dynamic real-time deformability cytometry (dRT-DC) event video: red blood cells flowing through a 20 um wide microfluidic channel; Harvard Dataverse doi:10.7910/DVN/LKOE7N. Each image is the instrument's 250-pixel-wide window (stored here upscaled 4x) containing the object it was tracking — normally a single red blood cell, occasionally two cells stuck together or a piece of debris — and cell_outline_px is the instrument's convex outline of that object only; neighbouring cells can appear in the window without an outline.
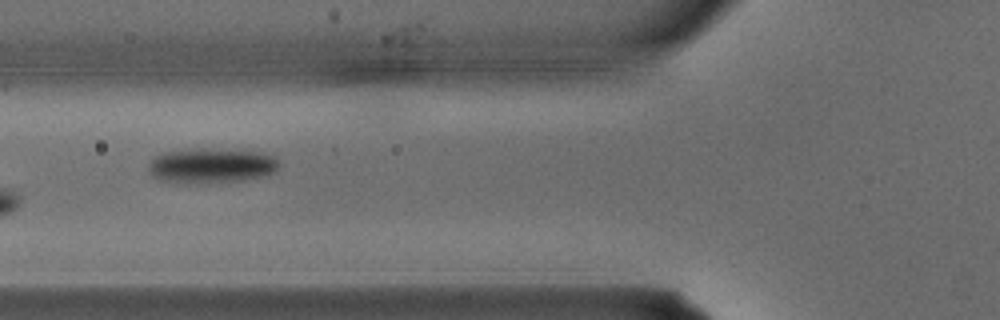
{"species": "common noctule bat (a hibernating species)", "species_latin": "Nyctalus noctula", "temperature_condition": "warm", "stored_images_in_passage": 3, "camera_frame_rate_fps": 3000, "um_per_image_px": 0.085, "animal": {"sex": "male", "body_mass_g": 15.6}, "frame": {"image": 1, "passage_image": 3, "time_ms": 0.667, "image_size_px": [1000, 320], "cell_outline_px": [[280, 164], [276, 172], [264, 176], [244, 180], [184, 184], [172, 184], [160, 180], [152, 176], [148, 168], [148, 164], [156, 156], [168, 152], [260, 152], [272, 156]], "centroid_in_image_um": [17.95, 14.17], "position_along_channel_um": 107.9, "area_um2": 25.32}}